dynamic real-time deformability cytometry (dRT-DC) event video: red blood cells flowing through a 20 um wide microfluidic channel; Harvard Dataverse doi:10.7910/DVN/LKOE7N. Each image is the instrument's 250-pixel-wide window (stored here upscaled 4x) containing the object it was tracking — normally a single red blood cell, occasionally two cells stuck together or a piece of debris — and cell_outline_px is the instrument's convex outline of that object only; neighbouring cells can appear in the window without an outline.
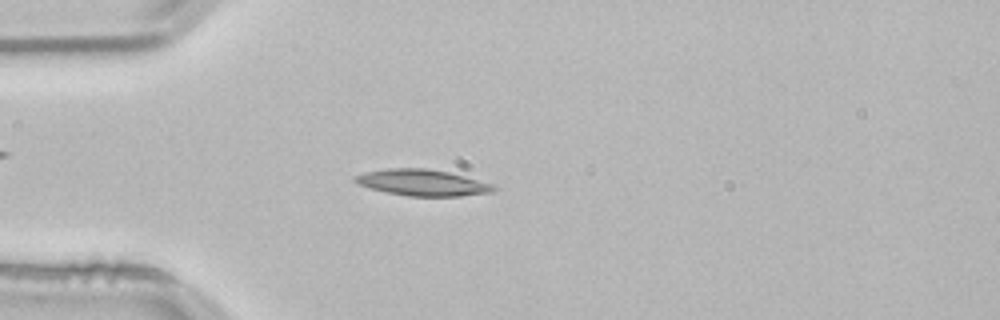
{"species": "common noctule bat (a hibernating species)", "species_latin": "Nyctalus noctula", "temperature_condition": "room temperature", "stored_images_in_passage": 52, "camera_frame_rate_fps": 3000, "um_per_image_px": 0.085, "animal": {"sex": "male", "body_mass_g": 21.5, "forearm_length_mm": 52.0}, "frame": {"image": 1, "passage_image": 13, "time_ms": 4.0, "image_size_px": [1000, 320], "cell_outline_px": [[500, 188], [496, 192], [460, 196], [408, 196], [388, 192], [356, 184], [352, 180], [352, 176], [364, 172], [388, 168], [424, 168], [448, 172], [464, 176], [492, 184]], "centroid_in_image_um": [35.91, 15.52], "position_along_channel_um": 49.1, "area_um2": 21.33}}
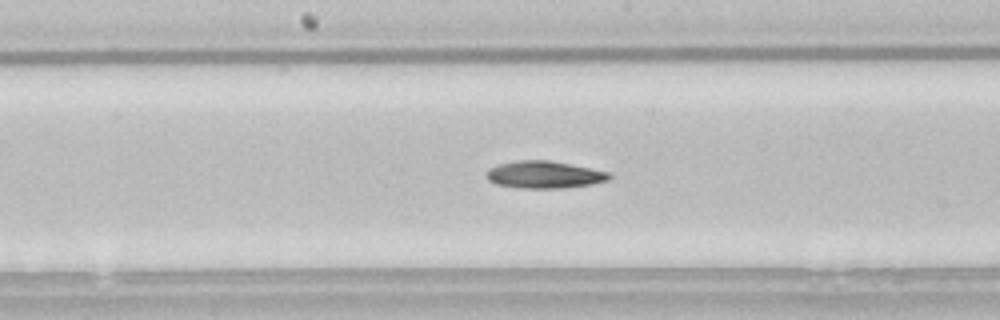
{"frame": {"image": 2, "passage_image": 26, "time_ms": 8.333, "image_size_px": [1000, 320], "cell_outline_px": [[612, 176], [608, 180], [592, 184], [564, 188], [520, 188], [496, 184], [488, 180], [484, 176], [488, 168], [500, 164], [516, 160], [548, 160], [612, 172]], "centroid_in_image_um": [46.26, 14.85], "position_along_channel_um": 201.9, "area_um2": 19.65}}
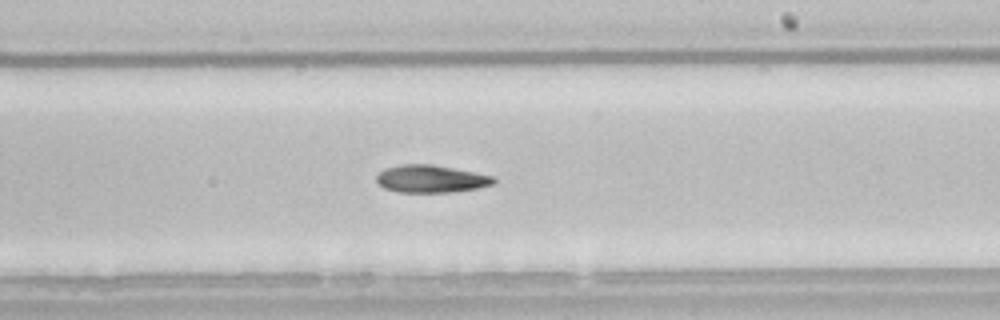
{"frame": {"image": 3, "passage_image": 30, "time_ms": 9.667, "image_size_px": [1000, 320], "cell_outline_px": [[496, 180], [492, 184], [476, 188], [448, 192], [396, 192], [384, 188], [376, 184], [376, 176], [384, 168], [400, 164], [432, 164], [492, 176]], "centroid_in_image_um": [36.53, 15.2], "position_along_channel_um": 252.5, "area_um2": 18.67}, "authors_computed_cell_mechanics": {"area_um2": 20.3167, "velocity_mm_per_s": 3.8113, "shape_relaxation_time_tau1_ms": 6.6072, "shape_relaxation_time_tau2_ms": null, "deformation_change_tau1": 0.1583, "deformation_change_tau2": null}}